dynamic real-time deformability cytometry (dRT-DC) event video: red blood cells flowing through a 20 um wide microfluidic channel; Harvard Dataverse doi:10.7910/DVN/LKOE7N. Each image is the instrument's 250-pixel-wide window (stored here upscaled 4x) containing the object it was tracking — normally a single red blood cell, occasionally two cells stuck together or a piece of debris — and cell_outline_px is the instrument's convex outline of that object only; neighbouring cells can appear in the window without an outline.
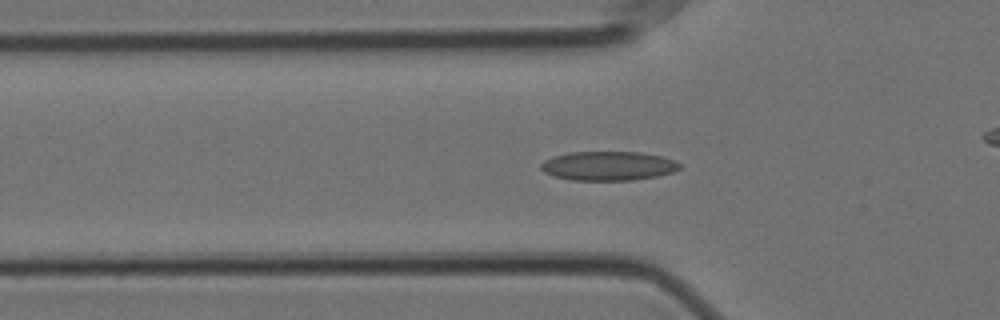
{"species": "Egyptian fruit bat (a non-hibernating species)", "species_latin": "Rousettus aegyptiacus", "temperature_condition": "cold", "stored_images_in_passage": 37, "camera_frame_rate_fps": 3000, "um_per_image_px": 0.085, "animal": {"sex": "female"}, "frame": {"image": 1, "passage_image": 6, "time_ms": 1.667, "image_size_px": [1000, 320], "cell_outline_px": [[680, 168], [672, 172], [656, 176], [632, 180], [572, 180], [556, 176], [544, 172], [540, 168], [540, 164], [544, 160], [552, 156], [568, 152], [640, 152], [660, 156], [676, 160], [680, 164]], "centroid_in_image_um": [51.68, 14.09], "position_along_channel_um": 74.1, "area_um2": 23.52}}
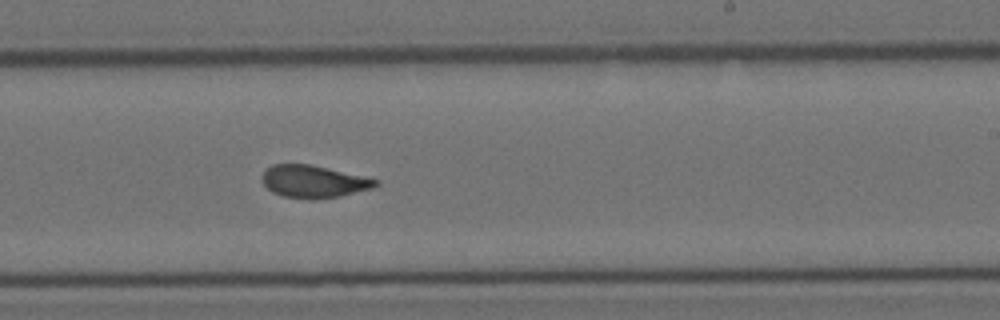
{"frame": {"image": 2, "passage_image": 22, "time_ms": 7.0, "image_size_px": [1000, 320], "cell_outline_px": [[380, 184], [372, 188], [340, 196], [312, 200], [308, 200], [284, 196], [272, 192], [264, 184], [260, 176], [272, 164], [312, 164], [380, 180]], "centroid_in_image_um": [26.66, 15.43], "position_along_channel_um": 262.3, "area_um2": 21.56}}
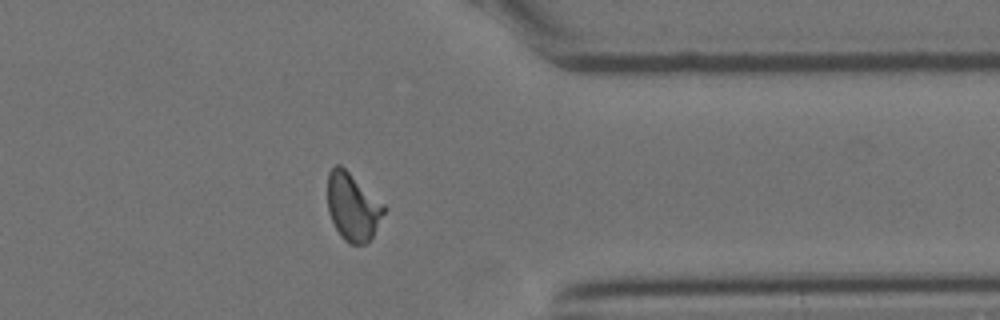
{"frame": {"image": 3, "passage_image": 33, "time_ms": 10.667, "image_size_px": [1000, 320], "cell_outline_px": [[388, 208], [372, 236], [364, 244], [348, 244], [340, 236], [328, 212], [328, 172], [336, 164], [340, 164], [384, 204]], "centroid_in_image_um": [29.99, 17.59], "position_along_channel_um": 381.4, "area_um2": 22.14}, "authors_computed_cell_mechanics": {"area_um2": 22.0218, "velocity_mm_per_s": 3.5184, "shape_relaxation_time_tau1_ms": 8.6099, "shape_relaxation_time_tau2_ms": 1.4504, "deformation_change_tau1": 0.1836, "deformation_change_tau2": 0.081}}